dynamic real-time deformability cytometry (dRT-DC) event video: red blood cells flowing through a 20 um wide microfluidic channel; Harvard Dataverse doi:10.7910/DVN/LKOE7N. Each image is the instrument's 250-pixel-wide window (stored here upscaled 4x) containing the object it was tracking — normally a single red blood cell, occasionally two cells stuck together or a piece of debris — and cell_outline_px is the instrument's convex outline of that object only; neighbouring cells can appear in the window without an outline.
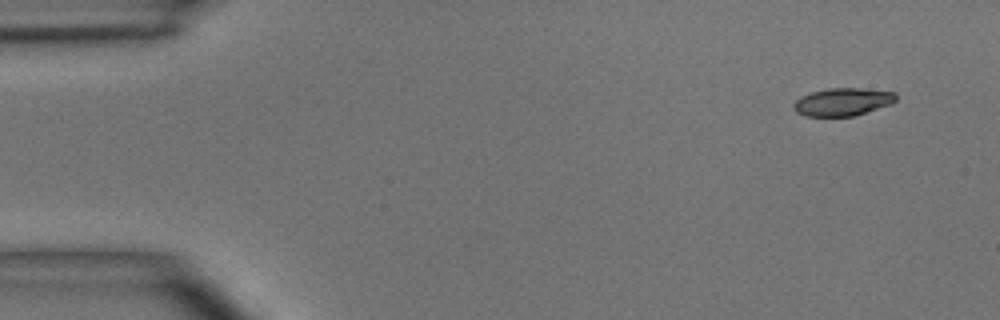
{"species": "common noctule bat (a hibernating species)", "species_latin": "Nyctalus noctula", "temperature_condition": "room temperature", "stored_images_in_passage": 4, "camera_frame_rate_fps": 3000, "um_per_image_px": 0.085, "animal": {"sex": "male", "body_mass_g": 15.6}, "frame": {"image": 1, "passage_image": 1, "time_ms": 0.0, "image_size_px": [1000, 320], "cell_outline_px": [[896, 100], [892, 104], [856, 116], [804, 116], [796, 112], [792, 108], [792, 104], [800, 96], [812, 92], [828, 88], [860, 88], [896, 92]], "centroid_in_image_um": [71.62, 8.66], "position_along_channel_um": 13.4, "area_um2": 16.82}}
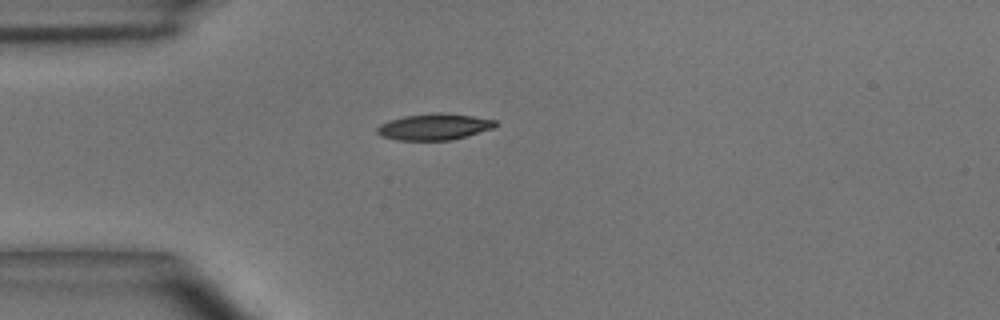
{"frame": {"image": 2, "passage_image": 4, "time_ms": 3.333, "image_size_px": [1000, 320], "cell_outline_px": [[496, 124], [492, 128], [452, 140], [396, 140], [380, 136], [376, 132], [376, 128], [380, 124], [388, 120], [404, 116], [440, 112], [472, 116], [496, 120]], "centroid_in_image_um": [36.84, 10.78], "position_along_channel_um": 48.2, "area_um2": 18.03}}